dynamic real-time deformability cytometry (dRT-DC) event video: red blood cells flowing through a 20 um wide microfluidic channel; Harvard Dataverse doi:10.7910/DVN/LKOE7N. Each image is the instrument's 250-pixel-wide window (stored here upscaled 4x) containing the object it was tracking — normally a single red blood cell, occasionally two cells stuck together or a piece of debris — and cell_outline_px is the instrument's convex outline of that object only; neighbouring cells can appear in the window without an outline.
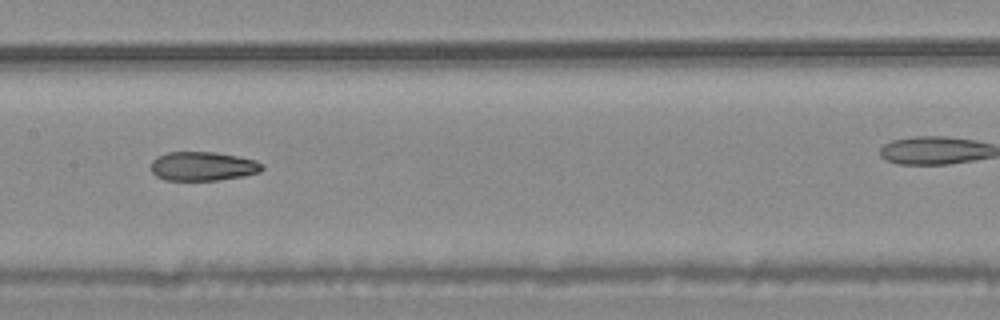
{"species": "common noctule bat (a hibernating species)", "species_latin": "Nyctalus noctula", "temperature_condition": "warm", "stored_images_in_passage": 11, "camera_frame_rate_fps": 3000, "um_per_image_px": 0.085, "animal": {"sex": "male", "body_mass_g": 20.4}, "frame": {"image": 1, "passage_image": 7, "time_ms": 2.0, "image_size_px": [1000, 320], "cell_outline_px": [[264, 168], [260, 172], [244, 176], [216, 180], [164, 180], [156, 176], [152, 172], [152, 160], [156, 156], [168, 152], [216, 152], [256, 160], [264, 164]], "centroid_in_image_um": [17.25, 14.13], "position_along_channel_um": 190.1, "area_um2": 18.9}}